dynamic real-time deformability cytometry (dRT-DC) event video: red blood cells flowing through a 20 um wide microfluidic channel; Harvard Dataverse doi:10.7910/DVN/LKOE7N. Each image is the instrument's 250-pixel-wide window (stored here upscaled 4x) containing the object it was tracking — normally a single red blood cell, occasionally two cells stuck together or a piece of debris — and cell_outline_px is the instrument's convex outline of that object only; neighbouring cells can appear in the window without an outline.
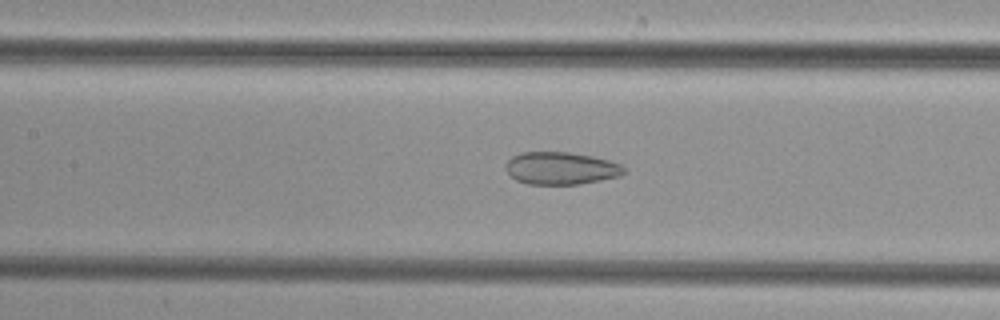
{"species": "common noctule bat (a hibernating species)", "species_latin": "Nyctalus noctula", "temperature_condition": "cold", "stored_images_in_passage": 50, "camera_frame_rate_fps": 3000, "um_per_image_px": 0.085, "animal": {"sex": "female", "body_mass_g": 29.2, "forearm_length_mm": 56.3}, "frame": {"image": 1, "passage_image": 23, "time_ms": 7.333, "image_size_px": [1000, 320], "cell_outline_px": [[628, 172], [620, 176], [580, 184], [528, 184], [516, 180], [504, 168], [508, 160], [512, 156], [520, 152], [568, 152], [592, 156], [608, 160], [620, 164]], "centroid_in_image_um": [47.68, 14.3], "position_along_channel_um": 159.7, "area_um2": 22.43}}
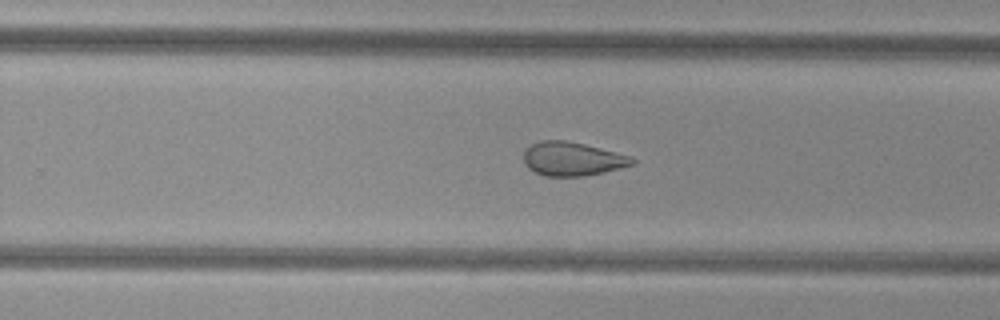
{"frame": {"image": 2, "passage_image": 32, "time_ms": 10.333, "image_size_px": [1000, 320], "cell_outline_px": [[636, 164], [604, 172], [584, 176], [544, 176], [528, 168], [524, 164], [524, 152], [532, 144], [540, 140], [564, 140], [584, 144], [632, 156], [636, 160]], "centroid_in_image_um": [48.67, 13.51], "position_along_channel_um": 281.1, "area_um2": 21.39}}
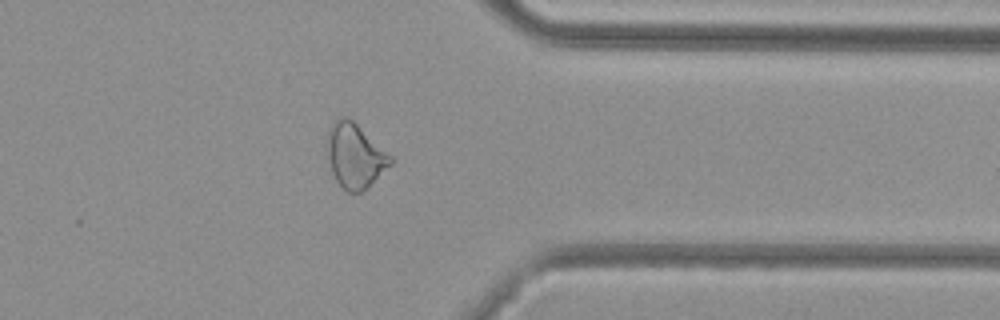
{"frame": {"image": 3, "passage_image": 40, "time_ms": 13.0, "image_size_px": [1000, 320], "cell_outline_px": [[392, 164], [368, 188], [360, 192], [348, 192], [336, 180], [332, 172], [328, 156], [328, 128], [340, 116], [344, 116], [352, 120], [392, 156]], "centroid_in_image_um": [30.19, 13.25], "position_along_channel_um": 381.2, "area_um2": 23.47}}